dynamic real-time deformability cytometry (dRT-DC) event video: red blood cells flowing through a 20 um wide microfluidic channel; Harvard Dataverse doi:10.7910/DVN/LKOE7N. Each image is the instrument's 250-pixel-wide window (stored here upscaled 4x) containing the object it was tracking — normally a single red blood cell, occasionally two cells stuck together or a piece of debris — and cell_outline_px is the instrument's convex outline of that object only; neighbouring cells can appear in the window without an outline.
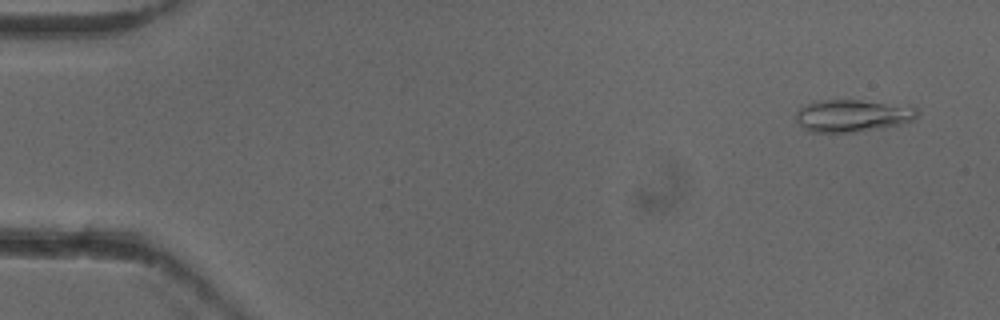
{"species": "common noctule bat (a hibernating species)", "species_latin": "Nyctalus noctula", "temperature_condition": "cold", "stored_images_in_passage": 52, "camera_frame_rate_fps": 3000, "um_per_image_px": 0.085, "animal": {"sex": "female"}, "frame": {"image": 1, "passage_image": 3, "time_ms": 0.667, "image_size_px": [1000, 320], "cell_outline_px": [[920, 112], [912, 120], [900, 124], [856, 132], [808, 132], [796, 120], [796, 112], [804, 104], [816, 100], [860, 100], [916, 104]], "centroid_in_image_um": [72.53, 9.8], "position_along_channel_um": 12.5, "area_um2": 23.41}}
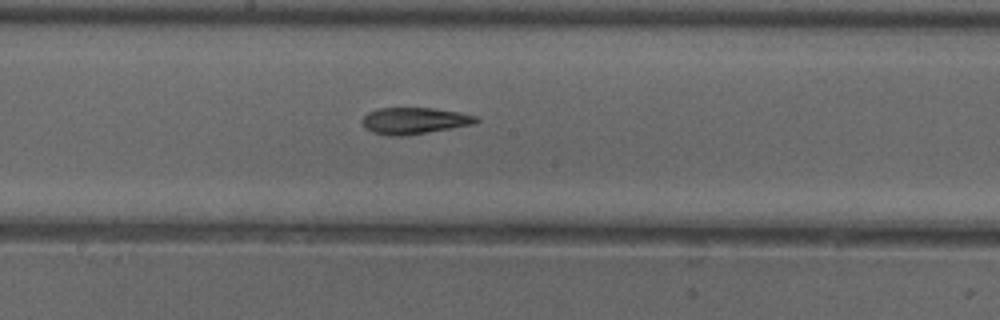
{"frame": {"image": 2, "passage_image": 28, "time_ms": 9.0, "image_size_px": [1000, 320], "cell_outline_px": [[480, 120], [476, 124], [404, 136], [388, 136], [372, 132], [364, 128], [360, 120], [368, 112], [380, 108], [432, 108], [460, 112], [476, 116]], "centroid_in_image_um": [35.2, 10.27], "position_along_channel_um": 213.0, "area_um2": 17.8}}
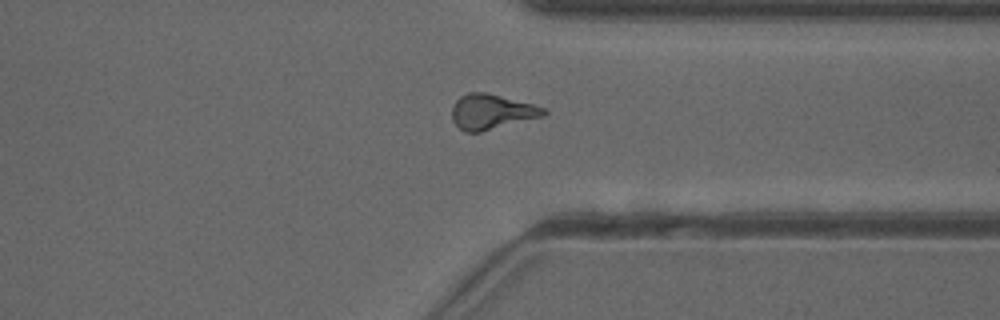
{"frame": {"image": 3, "passage_image": 40, "time_ms": 13.0, "image_size_px": [1000, 320], "cell_outline_px": [[548, 112], [544, 116], [480, 132], [464, 132], [452, 120], [452, 104], [460, 96], [468, 92], [484, 92], [532, 104], [544, 108]], "centroid_in_image_um": [41.75, 9.5], "position_along_channel_um": 369.6, "area_um2": 18.61}, "authors_computed_cell_mechanics": {"area_um2": 18.1492, "velocity_mm_per_s": 3.9429, "shape_relaxation_time_tau1_ms": 5.152, "shape_relaxation_time_tau2_ms": 4.9419, "deformation_change_tau1": 0.1446, "deformation_change_tau2": 0.1598}}